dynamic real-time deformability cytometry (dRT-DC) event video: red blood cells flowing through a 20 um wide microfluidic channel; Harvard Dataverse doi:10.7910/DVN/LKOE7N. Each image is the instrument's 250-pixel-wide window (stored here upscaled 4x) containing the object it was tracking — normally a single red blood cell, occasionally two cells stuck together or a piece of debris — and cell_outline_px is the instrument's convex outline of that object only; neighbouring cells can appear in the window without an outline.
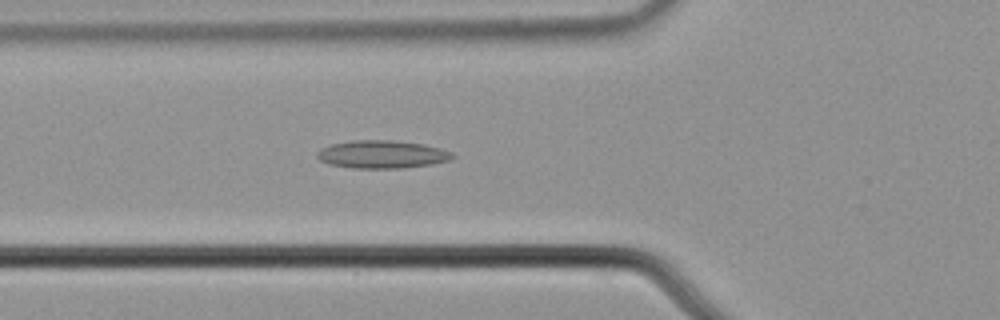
{"species": "common noctule bat (a hibernating species)", "species_latin": "Nyctalus noctula", "temperature_condition": "cold", "stored_images_in_passage": 3, "camera_frame_rate_fps": 3000, "um_per_image_px": 0.085, "animal": {"sex": "male", "body_mass_g": 21.5, "forearm_length_mm": 52.0}, "frame": {"image": 1, "passage_image": 3, "time_ms": 0.667, "image_size_px": [1000, 320], "cell_outline_px": [[456, 156], [452, 160], [432, 164], [400, 168], [352, 168], [328, 164], [320, 160], [316, 156], [324, 148], [332, 144], [352, 140], [392, 140], [424, 144], [440, 148], [452, 152]], "centroid_in_image_um": [32.53, 13.12], "position_along_channel_um": 93.3, "area_um2": 21.96}}